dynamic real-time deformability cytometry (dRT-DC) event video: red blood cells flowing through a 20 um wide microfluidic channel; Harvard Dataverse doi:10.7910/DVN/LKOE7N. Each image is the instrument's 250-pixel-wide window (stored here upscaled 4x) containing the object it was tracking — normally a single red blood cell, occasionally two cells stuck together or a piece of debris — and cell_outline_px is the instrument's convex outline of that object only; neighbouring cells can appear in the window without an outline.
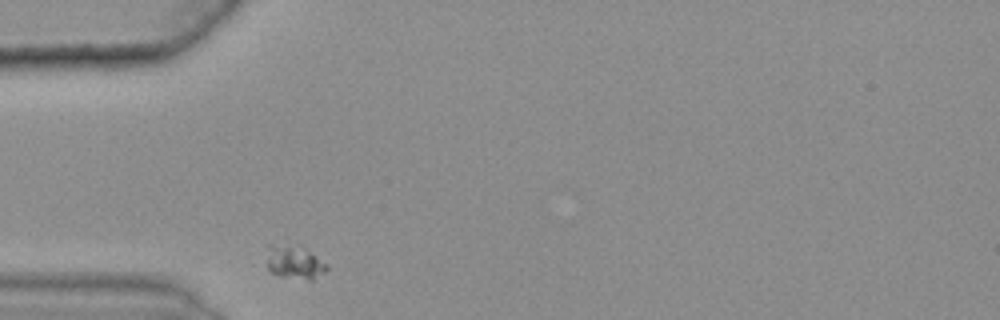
{"species": "common noctule bat (a hibernating species)", "species_latin": "Nyctalus noctula", "temperature_condition": "warm", "stored_images_in_passage": 31, "camera_frame_rate_fps": 3000, "um_per_image_px": 0.085, "animal": {"sex": "female", "body_mass_g": 25.1}, "frame": {"image": 1, "passage_image": 1, "time_ms": 0.0, "image_size_px": [1000, 320], "cell_outline_px": [[328, 268], [324, 272], [312, 280], [308, 280], [284, 276], [272, 272], [268, 268], [268, 244], [272, 244], [304, 248], [324, 264]], "centroid_in_image_um": [25.0, 22.31], "position_along_channel_um": 60.0, "area_um2": 10.98}}
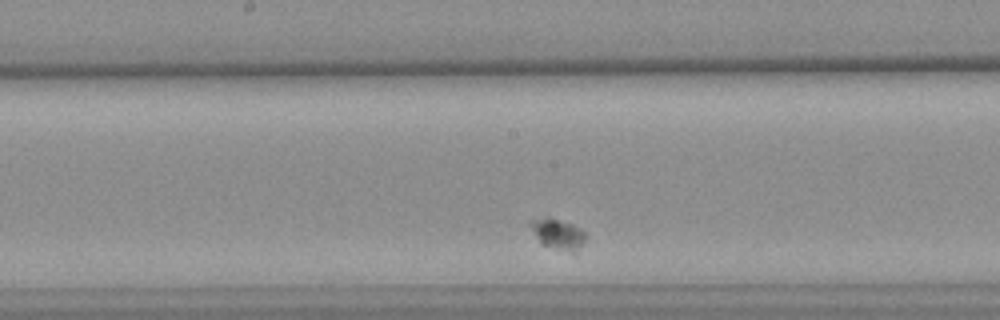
{"frame": {"image": 2, "passage_image": 15, "time_ms": 4.667, "image_size_px": [1000, 320], "cell_outline_px": [[584, 240], [576, 256], [540, 244], [528, 224], [528, 220], [544, 216], [548, 216], [572, 224], [580, 228], [584, 232]], "centroid_in_image_um": [47.39, 19.92], "position_along_channel_um": 200.8, "area_um2": 10.35}}